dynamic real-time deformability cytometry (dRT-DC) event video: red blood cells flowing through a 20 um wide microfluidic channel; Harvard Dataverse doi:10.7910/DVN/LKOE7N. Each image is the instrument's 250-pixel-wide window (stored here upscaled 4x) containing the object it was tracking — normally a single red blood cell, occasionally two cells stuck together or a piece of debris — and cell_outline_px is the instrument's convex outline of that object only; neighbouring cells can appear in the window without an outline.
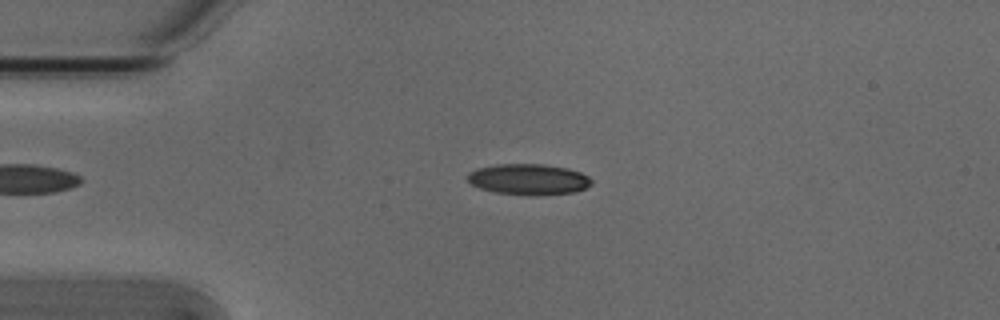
{"species": "Egyptian fruit bat (a non-hibernating species)", "species_latin": "Rousettus aegyptiacus", "temperature_condition": "cold", "stored_images_in_passage": 37, "camera_frame_rate_fps": 3000, "um_per_image_px": 0.085, "animal": {"sex": "male"}, "frame": {"image": 1, "passage_image": 1, "time_ms": 0.0, "image_size_px": [1000, 320], "cell_outline_px": [[592, 184], [584, 188], [572, 192], [528, 196], [496, 192], [480, 188], [472, 184], [468, 180], [468, 172], [476, 168], [496, 164], [544, 164], [568, 168], [580, 172], [588, 176], [592, 180]], "centroid_in_image_um": [44.91, 15.23], "position_along_channel_um": 40.1, "area_um2": 22.31}}
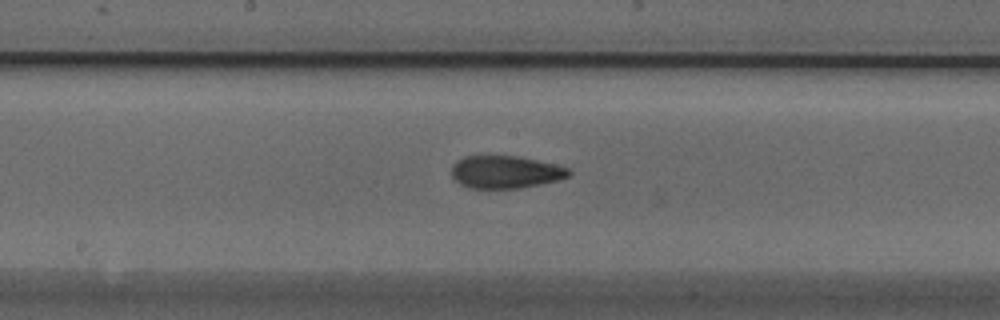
{"frame": {"image": 2, "passage_image": 16, "time_ms": 5.0, "image_size_px": [1000, 320], "cell_outline_px": [[572, 172], [568, 176], [560, 180], [520, 188], [468, 188], [460, 184], [452, 176], [452, 164], [464, 156], [516, 156], [536, 160], [568, 168]], "centroid_in_image_um": [42.94, 14.63], "position_along_channel_um": 205.3, "area_um2": 22.14}}
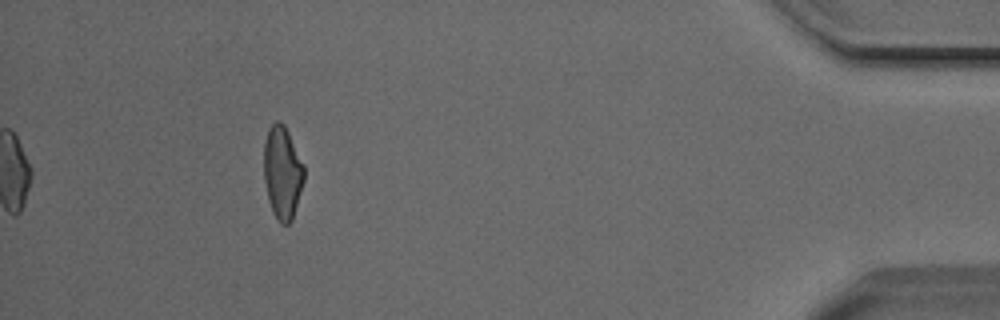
{"frame": {"image": 3, "passage_image": 37, "time_ms": 12.0, "image_size_px": [1000, 320], "cell_outline_px": [[304, 180], [292, 220], [288, 224], [280, 224], [272, 212], [268, 200], [264, 180], [264, 140], [268, 128], [276, 120], [284, 124], [304, 164]], "centroid_in_image_um": [23.99, 14.66], "position_along_channel_um": 411.2, "area_um2": 21.85}, "authors_computed_cell_mechanics": {"area_um2": 22.4842, "velocity_mm_per_s": 3.8401, "shape_relaxation_time_tau1_ms": 5.3714, "shape_relaxation_time_tau2_ms": 2.26, "deformation_change_tau1": 0.1775, "deformation_change_tau2": 0.088}}